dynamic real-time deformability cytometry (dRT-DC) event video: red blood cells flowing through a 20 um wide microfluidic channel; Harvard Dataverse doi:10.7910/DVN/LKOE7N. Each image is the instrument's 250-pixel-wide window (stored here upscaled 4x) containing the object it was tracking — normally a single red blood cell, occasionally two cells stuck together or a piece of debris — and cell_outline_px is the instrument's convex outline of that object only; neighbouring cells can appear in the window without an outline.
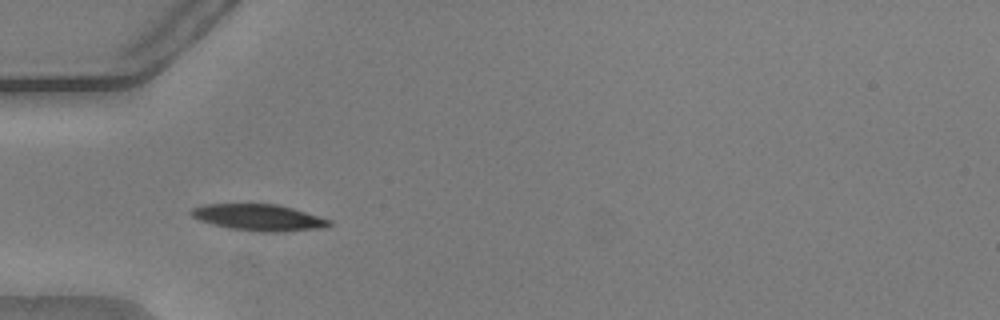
{"species": "common noctule bat (a hibernating species)", "species_latin": "Nyctalus noctula", "temperature_condition": "warm", "stored_images_in_passage": 42, "camera_frame_rate_fps": 3000, "um_per_image_px": 0.085, "animal": {"sex": "male", "body_mass_g": 20.5, "forearm_length_mm": 52.5}, "frame": {"image": 1, "passage_image": 9, "time_ms": 2.667, "image_size_px": [1000, 320], "cell_outline_px": [[332, 224], [328, 228], [280, 232], [260, 232], [232, 228], [200, 220], [192, 216], [188, 212], [192, 208], [204, 204], [276, 204], [292, 208], [332, 220]], "centroid_in_image_um": [22.06, 18.49], "position_along_channel_um": 62.9, "area_um2": 21.21}}
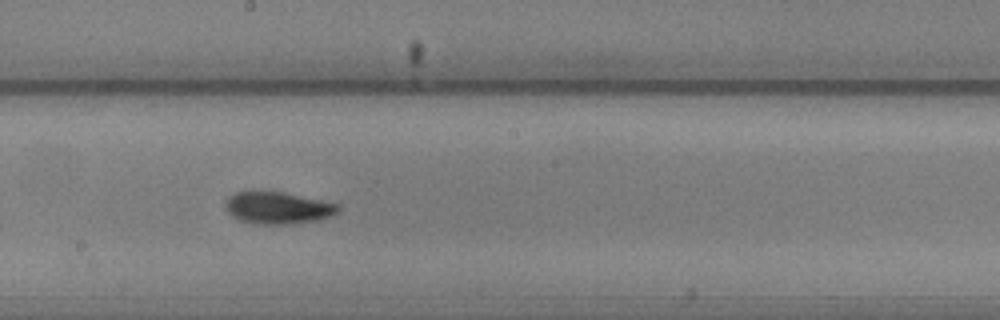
{"frame": {"image": 2, "passage_image": 22, "time_ms": 7.0, "image_size_px": [1000, 320], "cell_outline_px": [[340, 212], [332, 216], [316, 220], [292, 224], [256, 224], [240, 220], [232, 216], [228, 212], [228, 196], [232, 192], [252, 188], [260, 188], [284, 192], [340, 204]], "centroid_in_image_um": [23.61, 17.62], "position_along_channel_um": 224.6, "area_um2": 21.79}}
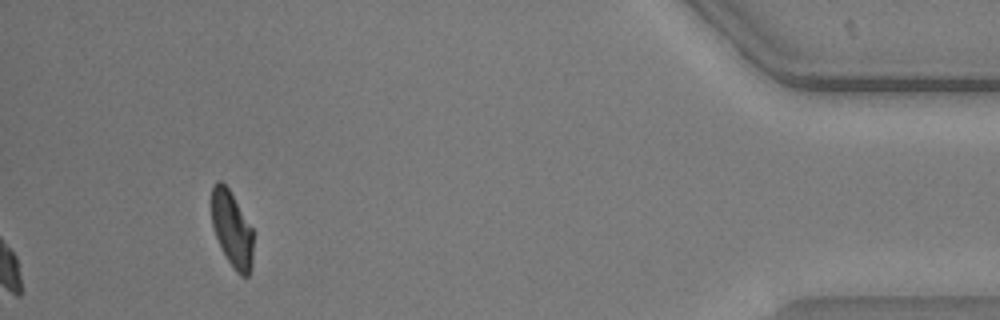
{"frame": {"image": 3, "passage_image": 42, "time_ms": 13.667, "image_size_px": [1000, 320], "cell_outline_px": [[252, 260], [248, 276], [240, 276], [236, 272], [228, 260], [216, 236], [212, 224], [212, 184], [216, 180], [220, 180], [228, 188], [252, 228]], "centroid_in_image_um": [19.7, 19.46], "position_along_channel_um": 415.5, "area_um2": 17.98}, "authors_computed_cell_mechanics": {"area_um2": 20.4323, "velocity_mm_per_s": 3.7663, "shape_relaxation_time_tau1_ms": 2.559, "shape_relaxation_time_tau2_ms": 1.8968, "deformation_change_tau1": 0.1519, "deformation_change_tau2": 0.074}}